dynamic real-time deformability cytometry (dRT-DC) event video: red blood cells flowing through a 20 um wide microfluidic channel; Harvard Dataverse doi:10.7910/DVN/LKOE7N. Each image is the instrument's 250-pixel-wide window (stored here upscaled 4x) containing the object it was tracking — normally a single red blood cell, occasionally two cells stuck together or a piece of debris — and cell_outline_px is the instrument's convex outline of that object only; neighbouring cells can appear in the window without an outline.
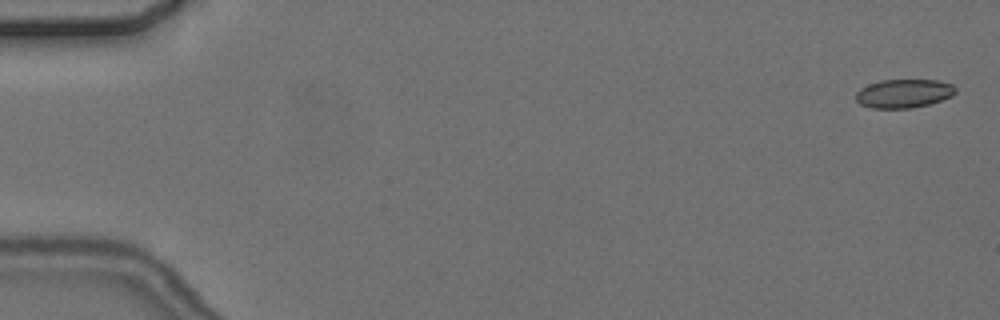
{"species": "common noctule bat (a hibernating species)", "species_latin": "Nyctalus noctula", "temperature_condition": "cold", "stored_images_in_passage": 6, "camera_frame_rate_fps": 3000, "um_per_image_px": 0.085, "animal": {"sex": "female", "body_mass_g": 24.6, "forearm_length_mm": 56.2}, "frame": {"image": 1, "passage_image": 1, "time_ms": 0.0, "image_size_px": [1000, 320], "cell_outline_px": [[956, 92], [952, 96], [928, 104], [912, 108], [872, 108], [860, 104], [856, 100], [856, 92], [860, 88], [868, 84], [880, 80], [936, 80], [952, 84], [956, 88]], "centroid_in_image_um": [76.8, 7.94], "position_along_channel_um": 8.2, "area_um2": 16.65}}